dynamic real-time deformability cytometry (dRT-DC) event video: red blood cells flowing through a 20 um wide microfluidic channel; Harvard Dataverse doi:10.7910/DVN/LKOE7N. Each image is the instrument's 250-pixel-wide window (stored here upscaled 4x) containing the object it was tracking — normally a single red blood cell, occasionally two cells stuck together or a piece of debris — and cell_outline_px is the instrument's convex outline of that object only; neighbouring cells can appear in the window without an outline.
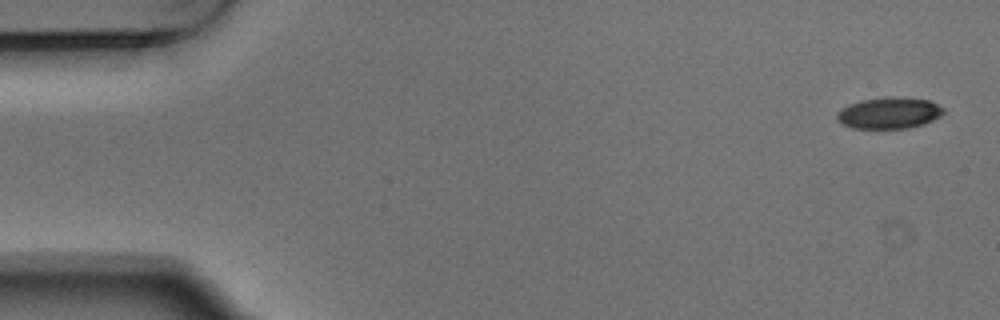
{"species": "Egyptian fruit bat (a non-hibernating species)", "species_latin": "Rousettus aegyptiacus", "temperature_condition": "warm", "stored_images_in_passage": 5, "segment_of_instrument_passage": [2, 2], "camera_frame_rate_fps": 3000, "um_per_image_px": 0.085, "animal": {"sex": "male"}, "frame": {"image": 1, "passage_image": 5, "time_ms": 1.333, "image_size_px": [1000, 320], "cell_outline_px": [[944, 112], [940, 116], [924, 124], [908, 128], [852, 128], [840, 124], [836, 120], [836, 112], [848, 104], [860, 100], [884, 96], [900, 96], [928, 100], [944, 108]], "centroid_in_image_um": [75.53, 9.59], "position_along_channel_um": 9.5, "area_um2": 19.83}}